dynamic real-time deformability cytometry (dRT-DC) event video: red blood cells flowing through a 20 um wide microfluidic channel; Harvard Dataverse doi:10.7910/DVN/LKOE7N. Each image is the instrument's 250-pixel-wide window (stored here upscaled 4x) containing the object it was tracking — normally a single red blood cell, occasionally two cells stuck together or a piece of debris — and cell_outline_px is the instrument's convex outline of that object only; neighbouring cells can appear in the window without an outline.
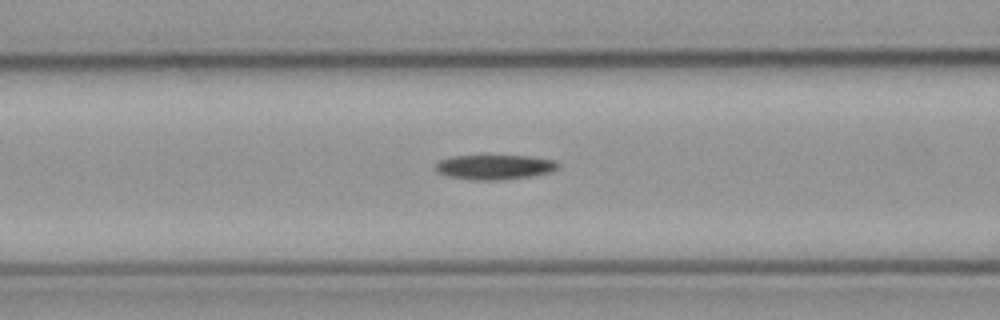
{"species": "common noctule bat (a hibernating species)", "species_latin": "Nyctalus noctula", "temperature_condition": "cold", "stored_images_in_passage": 34, "camera_frame_rate_fps": 3000, "um_per_image_px": 0.085, "animal": {"sex": "male", "body_mass_g": 23.1, "forearm_length_mm": 52.7}, "frame": {"image": 1, "passage_image": 12, "time_ms": 3.667, "image_size_px": [1000, 320], "cell_outline_px": [[560, 164], [556, 168], [548, 172], [532, 176], [500, 180], [472, 180], [448, 176], [436, 172], [436, 164], [440, 160], [456, 156], [528, 156], [552, 160]], "centroid_in_image_um": [42.01, 14.21], "position_along_channel_um": 124.6, "area_um2": 17.4}}
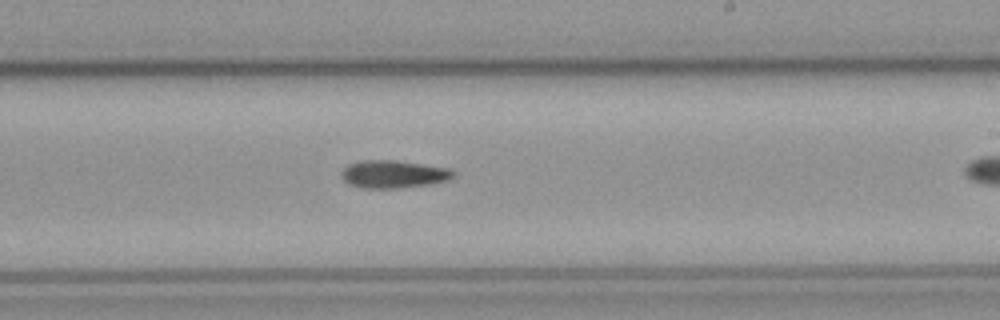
{"frame": {"image": 2, "passage_image": 23, "time_ms": 7.333, "image_size_px": [1000, 320], "cell_outline_px": [[452, 176], [448, 180], [428, 184], [400, 188], [364, 188], [348, 184], [340, 176], [340, 172], [348, 164], [364, 160], [396, 160], [448, 168], [452, 172]], "centroid_in_image_um": [33.37, 14.8], "position_along_channel_um": 255.6, "area_um2": 17.92}}
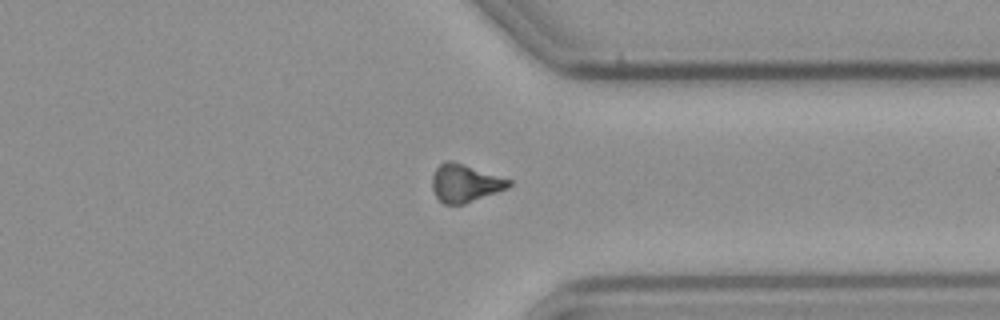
{"frame": {"image": 3, "passage_image": 33, "time_ms": 10.667, "image_size_px": [1000, 320], "cell_outline_px": [[512, 184], [508, 188], [464, 204], [444, 204], [436, 196], [432, 188], [432, 176], [436, 168], [444, 160], [452, 160], [512, 180]], "centroid_in_image_um": [39.52, 15.56], "position_along_channel_um": 371.9, "area_um2": 16.88}}